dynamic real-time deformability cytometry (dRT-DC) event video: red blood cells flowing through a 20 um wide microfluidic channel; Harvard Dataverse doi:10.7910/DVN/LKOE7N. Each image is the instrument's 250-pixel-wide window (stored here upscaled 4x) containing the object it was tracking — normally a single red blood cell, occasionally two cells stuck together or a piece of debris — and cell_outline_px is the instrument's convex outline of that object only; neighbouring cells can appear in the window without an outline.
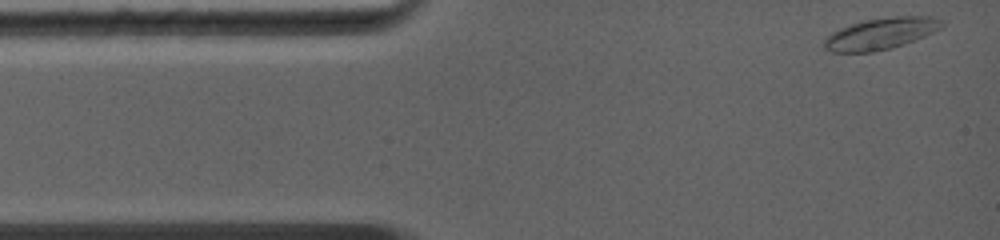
{"species": "common noctule bat (a hibernating species)", "species_latin": "Nyctalus noctula", "temperature_condition": "warm", "stored_images_in_passage": 36, "camera_frame_rate_fps": 5000, "um_per_image_px": 0.085, "animal": {"sex": "female", "body_mass_g": 19.0, "forearm_length_mm": 56.7}, "frame": {"image": 1, "passage_image": 1, "time_ms": 0.0, "image_size_px": [1000, 240], "cell_outline_px": [[944, 24], [940, 28], [924, 36], [904, 44], [892, 48], [872, 52], [832, 52], [824, 48], [824, 40], [832, 32], [840, 28], [864, 20], [896, 16], [932, 16], [944, 20]], "centroid_in_image_um": [74.88, 2.85], "position_along_channel_um": 10.1, "area_um2": 21.5}}
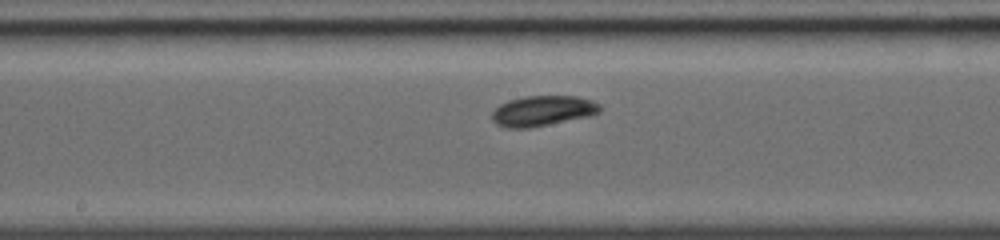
{"frame": {"image": 2, "passage_image": 17, "time_ms": 5.8, "image_size_px": [1000, 240], "cell_outline_px": [[600, 112], [592, 116], [528, 128], [508, 128], [496, 124], [492, 120], [492, 112], [500, 104], [508, 100], [524, 96], [576, 96], [592, 100], [600, 104]], "centroid_in_image_um": [46.14, 9.42], "position_along_channel_um": 202.1, "area_um2": 19.19}}
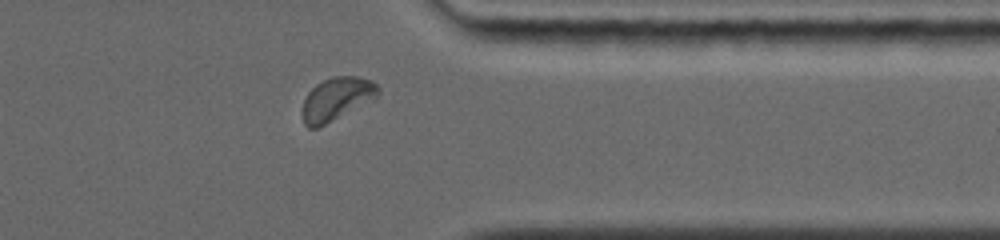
{"frame": {"image": 3, "passage_image": 31, "time_ms": 10.0, "image_size_px": [1000, 240], "cell_outline_px": [[380, 92], [372, 100], [316, 128], [308, 128], [304, 124], [300, 112], [304, 100], [308, 92], [316, 84], [332, 76], [360, 76], [372, 80], [380, 88]], "centroid_in_image_um": [28.59, 8.39], "position_along_channel_um": 382.8, "area_um2": 18.96}, "authors_computed_cell_mechanics": {"area_um2": 18.6983, "velocity_mm_per_s": 4.3995, "shape_relaxation_time_tau1_ms": 3.0015, "shape_relaxation_time_tau2_ms": null, "deformation_change_tau1": 0.0776, "deformation_change_tau2": null}}